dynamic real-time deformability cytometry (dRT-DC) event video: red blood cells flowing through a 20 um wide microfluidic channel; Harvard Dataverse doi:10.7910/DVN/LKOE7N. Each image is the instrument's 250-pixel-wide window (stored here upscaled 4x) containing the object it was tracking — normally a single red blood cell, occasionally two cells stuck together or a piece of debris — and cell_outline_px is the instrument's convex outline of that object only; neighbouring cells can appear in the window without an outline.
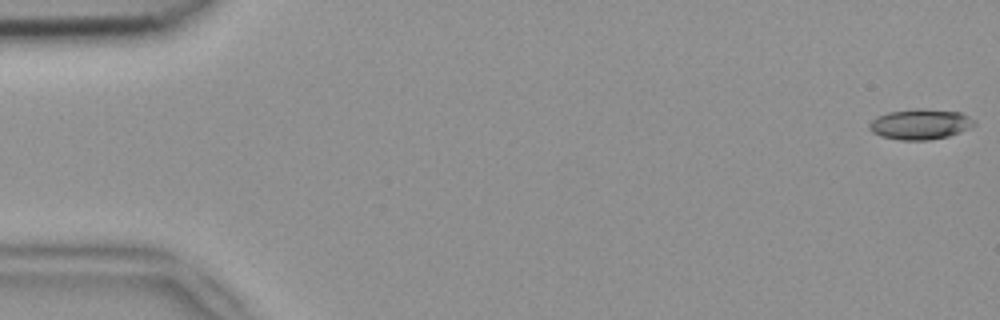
{"species": "common noctule bat (a hibernating species)", "species_latin": "Nyctalus noctula", "temperature_condition": "room temperature", "stored_images_in_passage": 52, "camera_frame_rate_fps": 3000, "um_per_image_px": 0.085, "animal": {"sex": "female", "body_mass_g": 18.4}, "frame": {"image": 1, "passage_image": 1, "time_ms": 0.0, "image_size_px": [1000, 320], "cell_outline_px": [[976, 124], [960, 132], [948, 136], [928, 140], [900, 140], [880, 136], [872, 132], [868, 128], [868, 124], [876, 116], [888, 112], [916, 108], [960, 112], [976, 120]], "centroid_in_image_um": [78.19, 10.55], "position_along_channel_um": 6.8, "area_um2": 18.67}}
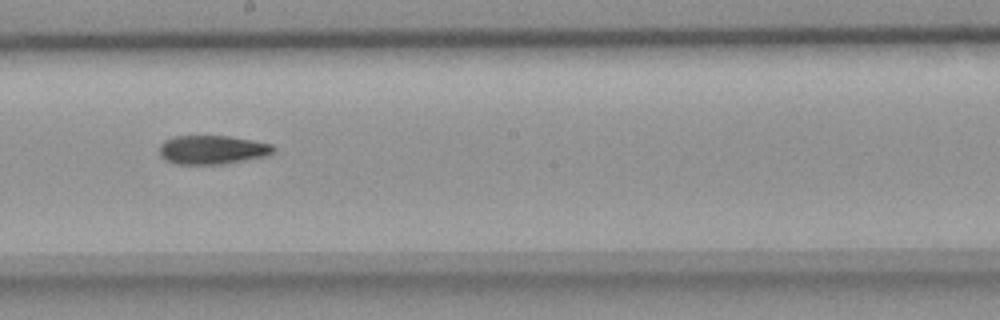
{"frame": {"image": 2, "passage_image": 29, "time_ms": 9.333, "image_size_px": [1000, 320], "cell_outline_px": [[276, 152], [272, 156], [224, 164], [176, 164], [164, 160], [160, 156], [160, 144], [164, 140], [176, 136], [228, 136], [252, 140], [272, 144], [276, 148]], "centroid_in_image_um": [18.11, 12.74], "position_along_channel_um": 230.1, "area_um2": 19.59}}
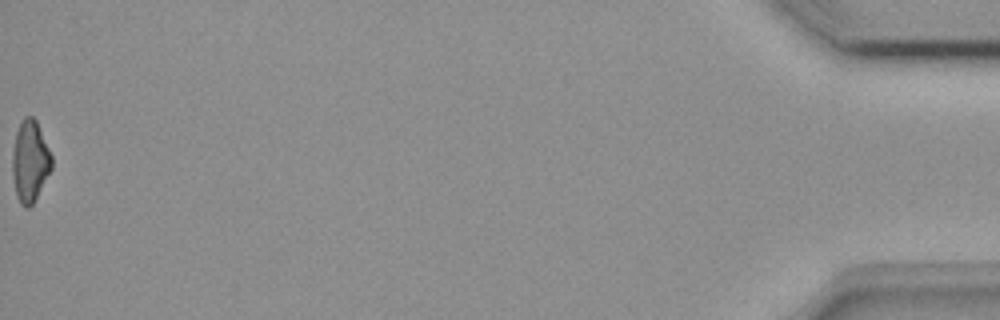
{"frame": {"image": 3, "passage_image": 52, "time_ms": 17.0, "image_size_px": [1000, 320], "cell_outline_px": [[52, 168], [32, 204], [28, 208], [24, 208], [20, 204], [16, 196], [12, 176], [12, 152], [16, 132], [24, 116], [32, 116], [36, 120], [52, 156]], "centroid_in_image_um": [2.53, 13.72], "position_along_channel_um": 432.7, "area_um2": 18.61}, "authors_computed_cell_mechanics": {"area_um2": 19.1896, "velocity_mm_per_s": 3.9597, "shape_relaxation_time_tau1_ms": 11.0499, "shape_relaxation_time_tau2_ms": null, "deformation_change_tau1": 0.2483, "deformation_change_tau2": null}}